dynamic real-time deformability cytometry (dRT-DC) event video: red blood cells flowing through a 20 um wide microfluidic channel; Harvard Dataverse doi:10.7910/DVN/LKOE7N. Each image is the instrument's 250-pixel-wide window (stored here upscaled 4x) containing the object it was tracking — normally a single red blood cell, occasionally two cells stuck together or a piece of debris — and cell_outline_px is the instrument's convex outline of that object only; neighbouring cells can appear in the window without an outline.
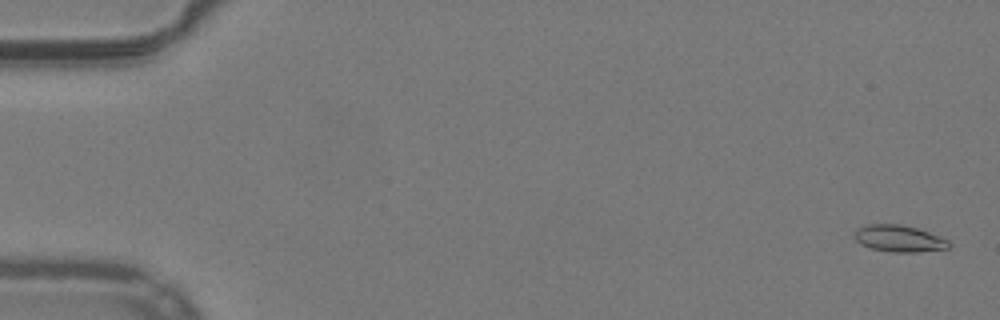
{"species": "common noctule bat (a hibernating species)", "species_latin": "Nyctalus noctula", "temperature_condition": "warm", "stored_images_in_passage": 8, "camera_frame_rate_fps": 3000, "um_per_image_px": 0.085, "animal": {"sex": "male", "body_mass_g": 19.2, "forearm_length_mm": 51.8}, "frame": {"image": 1, "passage_image": 2, "time_ms": 0.333, "image_size_px": [1000, 320], "cell_outline_px": [[952, 244], [948, 248], [916, 252], [892, 252], [872, 248], [860, 244], [852, 236], [856, 228], [868, 224], [900, 224], [916, 228], [928, 232], [948, 240]], "centroid_in_image_um": [76.38, 20.27], "position_along_channel_um": 8.6, "area_um2": 14.68}}